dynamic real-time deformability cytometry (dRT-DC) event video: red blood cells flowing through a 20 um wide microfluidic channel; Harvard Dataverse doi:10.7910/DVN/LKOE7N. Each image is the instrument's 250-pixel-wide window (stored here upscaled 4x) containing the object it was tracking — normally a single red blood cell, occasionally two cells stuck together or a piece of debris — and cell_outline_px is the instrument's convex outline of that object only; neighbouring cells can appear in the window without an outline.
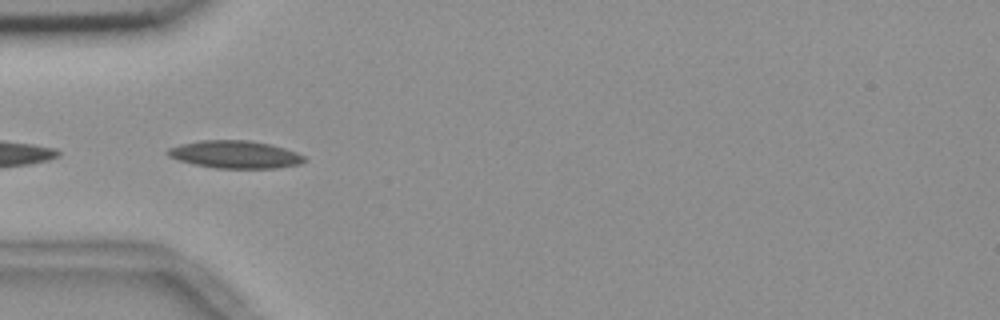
{"species": "common noctule bat (a hibernating species)", "species_latin": "Nyctalus noctula", "temperature_condition": "room temperature", "stored_images_in_passage": 3, "camera_frame_rate_fps": 3000, "um_per_image_px": 0.085, "animal": {"sex": "female", "body_mass_g": 18.4}, "frame": {"image": 1, "passage_image": 1, "time_ms": 0.0, "image_size_px": [1000, 320], "cell_outline_px": [[308, 160], [300, 164], [276, 168], [216, 168], [192, 164], [168, 156], [164, 152], [168, 148], [180, 144], [200, 140], [252, 140], [272, 144], [296, 152], [304, 156]], "centroid_in_image_um": [19.98, 13.12], "position_along_channel_um": 65.0, "area_um2": 22.2}}